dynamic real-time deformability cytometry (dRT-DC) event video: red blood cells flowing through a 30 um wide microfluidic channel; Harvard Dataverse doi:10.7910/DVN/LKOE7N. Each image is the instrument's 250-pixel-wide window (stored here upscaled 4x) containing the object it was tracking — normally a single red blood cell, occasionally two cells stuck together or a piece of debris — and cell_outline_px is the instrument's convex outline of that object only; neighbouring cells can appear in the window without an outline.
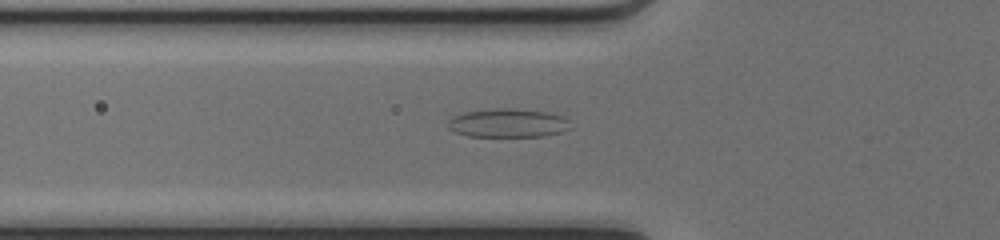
{"species": "common noctule bat (a hibernating species)", "species_latin": "Nyctalus noctula", "temperature_condition": "cold", "stored_images_in_passage": 39, "camera_frame_rate_fps": 3000, "um_per_image_px": 0.085, "animal": {"sex": "female", "body_mass_g": 17.0, "forearm_length_mm": 48.0}, "frame": {"image": 1, "passage_image": 8, "time_ms": 2.333, "image_size_px": [1000, 240], "cell_outline_px": [[572, 128], [560, 132], [544, 136], [468, 136], [456, 132], [448, 128], [448, 120], [452, 116], [464, 112], [496, 108], [512, 108], [548, 112], [560, 116], [568, 120]], "centroid_in_image_um": [43.16, 10.45], "position_along_channel_um": 82.6, "area_um2": 20.46}}
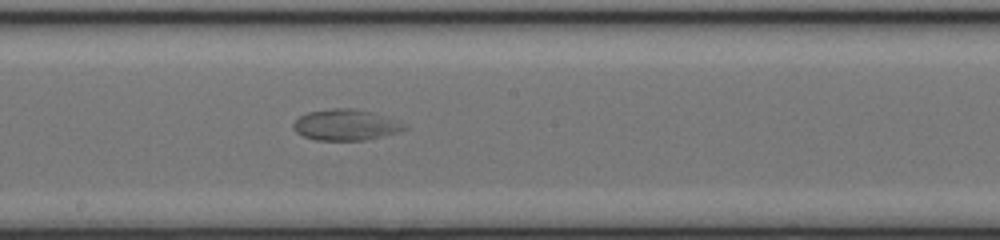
{"frame": {"image": 2, "passage_image": 18, "time_ms": 5.667, "image_size_px": [1000, 240], "cell_outline_px": [[408, 128], [396, 132], [364, 140], [316, 140], [304, 136], [296, 132], [292, 128], [292, 124], [300, 116], [308, 112], [332, 108], [352, 108], [372, 112], [400, 120], [408, 124]], "centroid_in_image_um": [29.4, 10.6], "position_along_channel_um": 218.8, "area_um2": 20.11}}
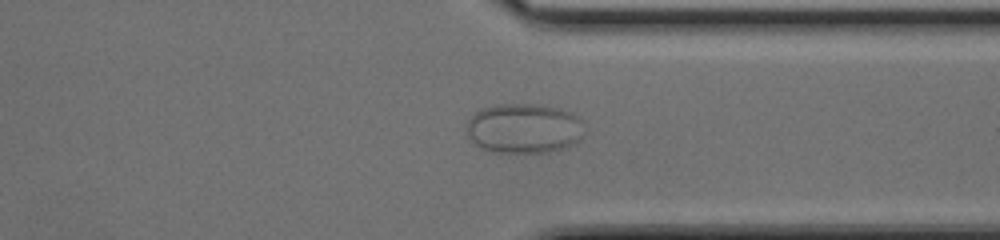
{"frame": {"image": 3, "passage_image": 29, "time_ms": 9.333, "image_size_px": [1000, 240], "cell_outline_px": [[580, 140], [564, 148], [548, 152], [492, 152], [480, 148], [468, 136], [468, 120], [480, 108], [496, 104], [532, 104], [560, 108], [572, 112], [580, 120]], "centroid_in_image_um": [44.49, 10.91], "position_along_channel_um": 366.9, "area_um2": 33.93}}